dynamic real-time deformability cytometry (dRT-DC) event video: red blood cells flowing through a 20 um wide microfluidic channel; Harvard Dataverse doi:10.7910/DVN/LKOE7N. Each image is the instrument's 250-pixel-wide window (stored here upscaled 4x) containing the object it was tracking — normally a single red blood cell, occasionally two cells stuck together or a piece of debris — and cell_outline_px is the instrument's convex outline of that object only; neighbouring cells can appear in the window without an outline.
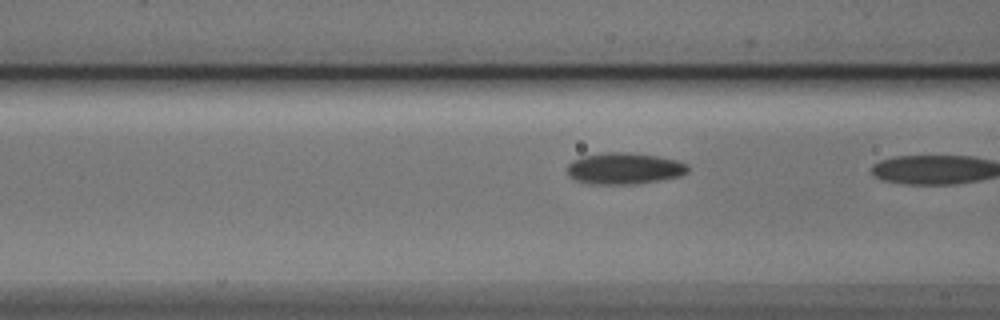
{"species": "Egyptian fruit bat (a non-hibernating species)", "species_latin": "Rousettus aegyptiacus", "temperature_condition": "cold", "stored_images_in_passage": 20, "camera_frame_rate_fps": 3000, "um_per_image_px": 0.085, "animal": {"sex": "male"}, "frame": {"image": 1, "passage_image": 19, "time_ms": 6.0, "image_size_px": [1000, 320], "cell_outline_px": [[688, 172], [680, 176], [660, 180], [636, 184], [588, 184], [572, 180], [568, 176], [568, 164], [572, 160], [580, 156], [604, 152], [628, 152], [656, 156], [676, 160], [688, 164]], "centroid_in_image_um": [53.02, 14.32], "position_along_channel_um": 113.6, "area_um2": 22.43}}